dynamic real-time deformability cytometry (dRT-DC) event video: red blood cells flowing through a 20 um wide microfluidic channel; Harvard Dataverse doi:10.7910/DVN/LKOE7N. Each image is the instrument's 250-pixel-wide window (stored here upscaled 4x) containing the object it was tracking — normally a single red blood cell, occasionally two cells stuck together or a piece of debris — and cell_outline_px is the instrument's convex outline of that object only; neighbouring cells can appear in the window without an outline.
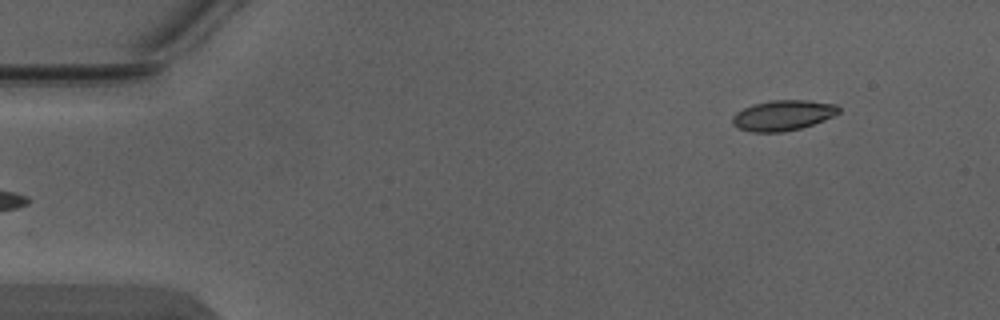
{"species": "Egyptian fruit bat (a non-hibernating species)", "species_latin": "Rousettus aegyptiacus", "temperature_condition": "warm", "stored_images_in_passage": 2, "camera_frame_rate_fps": 3000, "um_per_image_px": 0.085, "animal": {"sex": "male"}, "frame": {"image": 1, "passage_image": 2, "time_ms": 0.333, "image_size_px": [1000, 320], "cell_outline_px": [[840, 112], [824, 120], [800, 128], [784, 132], [752, 132], [740, 128], [732, 124], [732, 116], [736, 112], [752, 104], [772, 100], [808, 100], [836, 104], [840, 108]], "centroid_in_image_um": [66.54, 9.8], "position_along_channel_um": 18.5, "area_um2": 18.79}}